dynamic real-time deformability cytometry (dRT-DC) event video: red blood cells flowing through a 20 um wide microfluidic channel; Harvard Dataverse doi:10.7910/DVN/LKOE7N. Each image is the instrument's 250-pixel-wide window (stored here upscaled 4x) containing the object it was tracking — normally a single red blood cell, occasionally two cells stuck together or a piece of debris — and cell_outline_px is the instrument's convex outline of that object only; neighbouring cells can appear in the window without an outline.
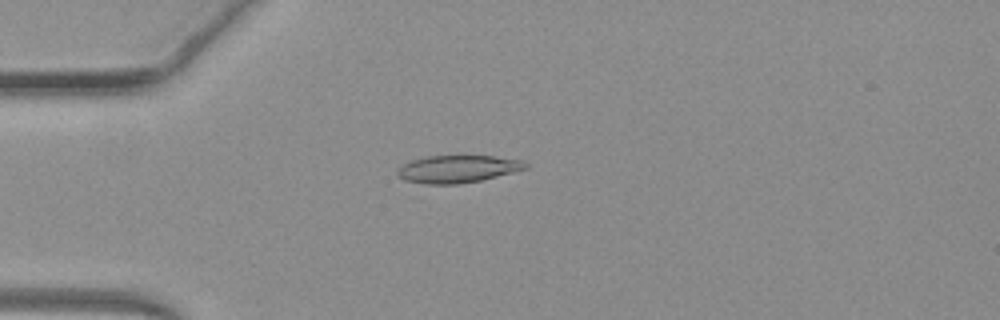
{"species": "common noctule bat (a hibernating species)", "species_latin": "Nyctalus noctula", "temperature_condition": "warm", "stored_images_in_passage": 35, "segment_of_instrument_passage": [1, 2], "camera_frame_rate_fps": 3000, "um_per_image_px": 0.085, "animal": {"sex": "female", "body_mass_g": 19.3, "forearm_length_mm": 54.1}, "frame": {"image": 1, "passage_image": 7, "time_ms": 2.0, "image_size_px": [1000, 320], "cell_outline_px": [[528, 168], [480, 180], [456, 184], [424, 184], [404, 180], [396, 176], [396, 172], [404, 164], [412, 160], [428, 156], [492, 156], [524, 160], [528, 164]], "centroid_in_image_um": [38.89, 14.36], "position_along_channel_um": 46.1, "area_um2": 20.35}}
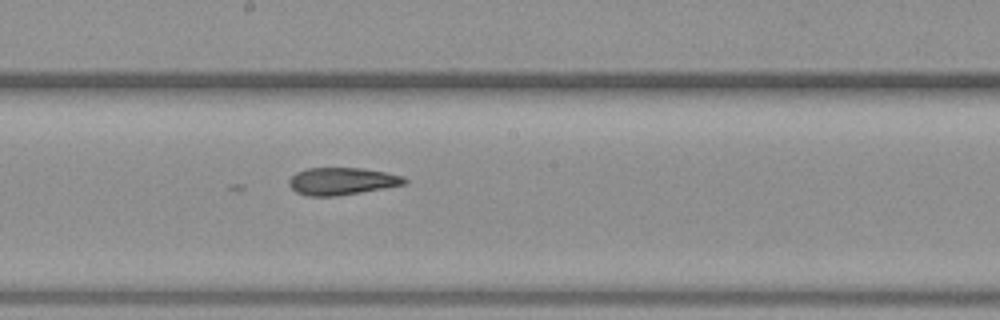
{"frame": {"image": 2, "passage_image": 21, "time_ms": 6.667, "image_size_px": [1000, 320], "cell_outline_px": [[408, 180], [404, 184], [360, 192], [336, 196], [308, 196], [296, 192], [288, 184], [288, 180], [296, 172], [308, 168], [364, 168], [404, 176]], "centroid_in_image_um": [29.03, 15.4], "position_along_channel_um": 219.2, "area_um2": 18.26}}
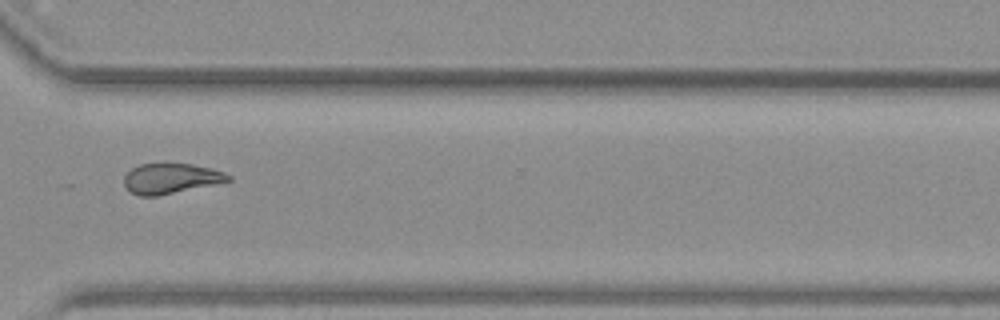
{"frame": {"image": 3, "passage_image": 31, "time_ms": 10.0, "image_size_px": [1000, 320], "cell_outline_px": [[232, 180], [156, 196], [140, 196], [124, 188], [124, 176], [132, 168], [140, 164], [164, 160], [192, 164], [212, 168], [224, 172], [232, 176]], "centroid_in_image_um": [14.49, 15.11], "position_along_channel_um": 356.1, "area_um2": 18.9}}